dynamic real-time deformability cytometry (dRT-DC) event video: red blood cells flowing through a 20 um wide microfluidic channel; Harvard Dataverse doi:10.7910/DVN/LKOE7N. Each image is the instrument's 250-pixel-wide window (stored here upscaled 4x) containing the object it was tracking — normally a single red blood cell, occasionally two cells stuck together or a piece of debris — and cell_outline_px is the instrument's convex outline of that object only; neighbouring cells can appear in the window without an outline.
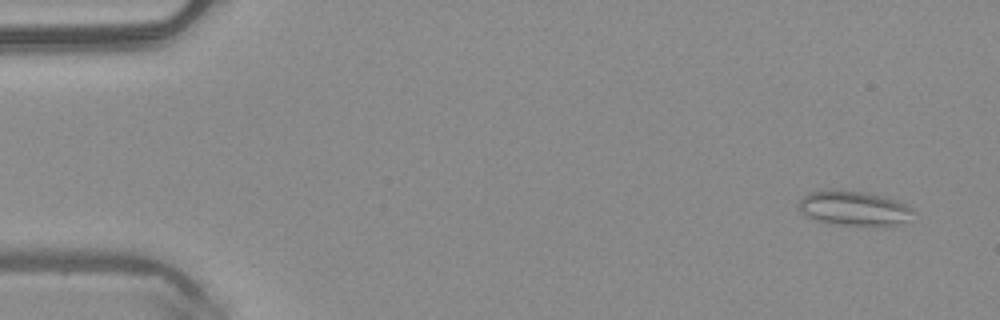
{"species": "common noctule bat (a hibernating species)", "species_latin": "Nyctalus noctula", "temperature_condition": "warm", "stored_images_in_passage": 50, "camera_frame_rate_fps": 3000, "um_per_image_px": 0.085, "animal": {"sex": "male", "body_mass_g": 20.4}, "frame": {"image": 1, "passage_image": 3, "time_ms": 0.667, "image_size_px": [1000, 320], "cell_outline_px": [[912, 212], [904, 220], [892, 228], [840, 224], [820, 220], [808, 216], [800, 208], [800, 200], [808, 192], [864, 192], [896, 200], [912, 208]], "centroid_in_image_um": [72.66, 17.75], "position_along_channel_um": 12.3, "area_um2": 22.14}}
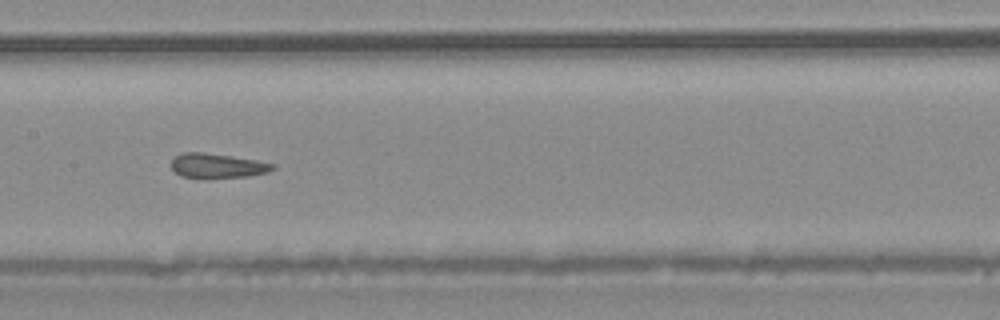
{"frame": {"image": 2, "passage_image": 25, "time_ms": 8.0, "image_size_px": [1000, 320], "cell_outline_px": [[276, 168], [268, 172], [248, 176], [180, 176], [172, 168], [172, 160], [176, 156], [184, 152], [200, 152], [232, 156], [256, 160], [276, 164]], "centroid_in_image_um": [18.52, 14.05], "position_along_channel_um": 188.9, "area_um2": 13.93}}
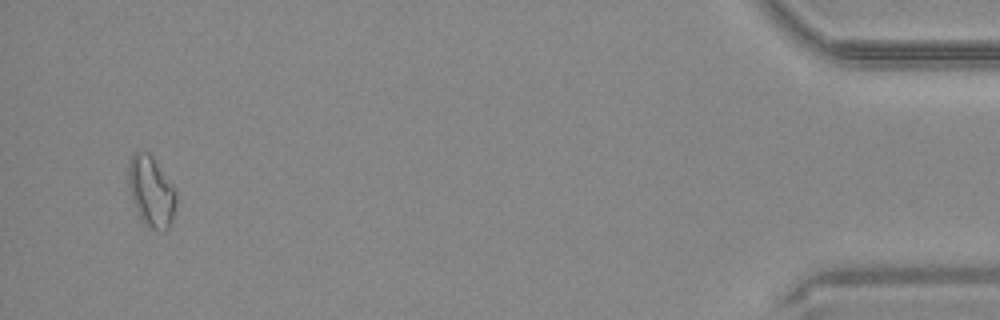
{"frame": {"image": 3, "passage_image": 48, "time_ms": 15.667, "image_size_px": [1000, 320], "cell_outline_px": [[176, 208], [172, 220], [168, 228], [164, 232], [156, 232], [148, 228], [140, 220], [132, 200], [128, 184], [128, 160], [132, 152], [148, 152], [152, 156], [176, 192]], "centroid_in_image_um": [12.83, 16.33], "position_along_channel_um": 422.4, "area_um2": 19.94}, "authors_computed_cell_mechanics": {"area_um2": 15.9528, "velocity_mm_per_s": 4.0871, "shape_relaxation_time_tau1_ms": null, "shape_relaxation_time_tau2_ms": 2.0994, "deformation_change_tau1": null, "deformation_change_tau2": 0.0882}}